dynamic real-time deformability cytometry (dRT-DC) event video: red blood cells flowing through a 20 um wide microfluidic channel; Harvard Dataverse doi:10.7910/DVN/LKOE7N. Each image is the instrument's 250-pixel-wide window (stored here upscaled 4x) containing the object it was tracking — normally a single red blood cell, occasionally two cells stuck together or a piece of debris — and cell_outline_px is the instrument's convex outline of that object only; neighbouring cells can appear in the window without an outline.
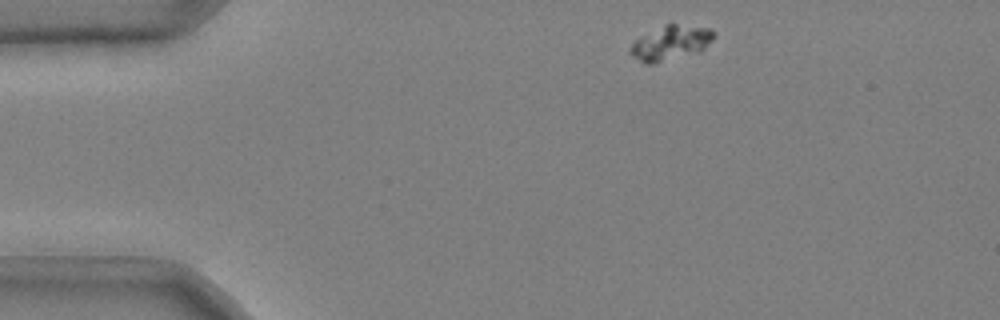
{"species": "common noctule bat (a hibernating species)", "species_latin": "Nyctalus noctula", "temperature_condition": "cold", "stored_images_in_passage": 20, "camera_frame_rate_fps": 3000, "um_per_image_px": 0.085, "animal": {"sex": "male", "body_mass_g": 20.4}, "frame": {"image": 1, "passage_image": 1, "time_ms": 0.0, "image_size_px": [1000, 320], "cell_outline_px": [[716, 36], [700, 52], [652, 64], [644, 64], [632, 56], [628, 52], [628, 48], [640, 36], [664, 24], [676, 24], [712, 28], [716, 32]], "centroid_in_image_um": [57.01, 3.64], "position_along_channel_um": 28.0, "area_um2": 17.11}}
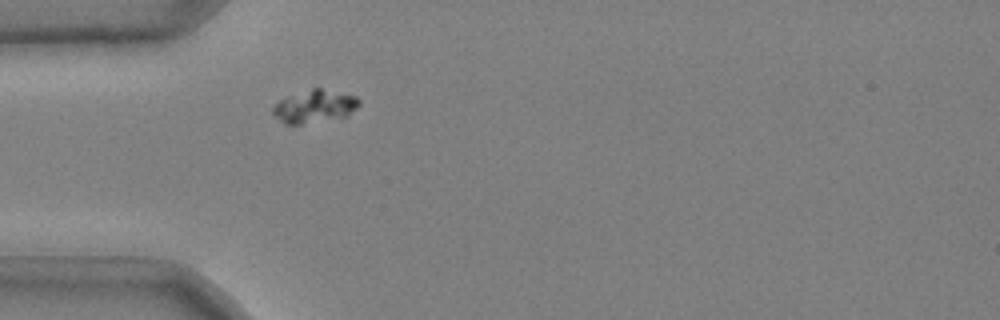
{"frame": {"image": 2, "passage_image": 8, "time_ms": 2.333, "image_size_px": [1000, 320], "cell_outline_px": [[360, 104], [348, 116], [300, 124], [284, 124], [272, 112], [272, 108], [280, 100], [312, 88], [320, 88], [356, 96], [360, 100]], "centroid_in_image_um": [26.77, 9.05], "position_along_channel_um": 58.2, "area_um2": 16.13}}